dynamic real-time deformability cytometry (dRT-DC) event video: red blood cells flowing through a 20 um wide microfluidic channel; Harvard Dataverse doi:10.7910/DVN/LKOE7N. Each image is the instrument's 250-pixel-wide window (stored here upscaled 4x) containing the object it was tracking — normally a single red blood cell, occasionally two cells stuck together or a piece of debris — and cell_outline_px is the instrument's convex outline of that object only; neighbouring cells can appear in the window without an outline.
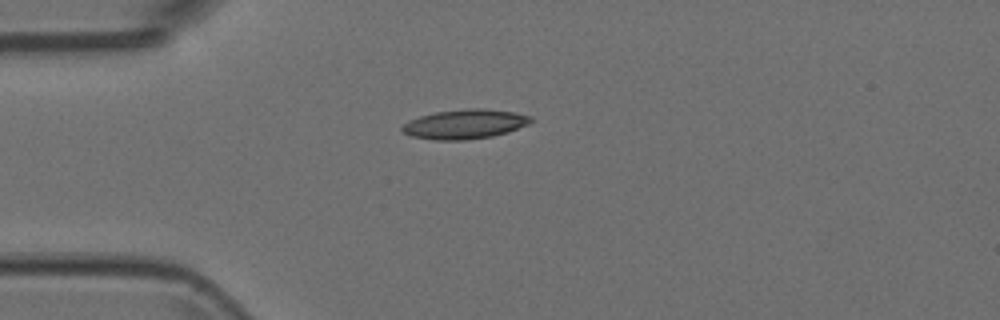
{"species": "Egyptian fruit bat (a non-hibernating species)", "species_latin": "Rousettus aegyptiacus", "temperature_condition": "room temperature", "stored_images_in_passage": 5, "camera_frame_rate_fps": 3000, "um_per_image_px": 0.085, "animal": {"sex": "female"}, "frame": {"image": 1, "passage_image": 5, "time_ms": 1.333, "image_size_px": [1000, 320], "cell_outline_px": [[532, 120], [528, 124], [508, 132], [492, 136], [464, 140], [436, 140], [412, 136], [404, 132], [400, 128], [408, 120], [420, 116], [436, 112], [468, 108], [484, 108], [512, 112], [532, 116]], "centroid_in_image_um": [39.51, 10.55], "position_along_channel_um": 45.5, "area_um2": 21.96}}